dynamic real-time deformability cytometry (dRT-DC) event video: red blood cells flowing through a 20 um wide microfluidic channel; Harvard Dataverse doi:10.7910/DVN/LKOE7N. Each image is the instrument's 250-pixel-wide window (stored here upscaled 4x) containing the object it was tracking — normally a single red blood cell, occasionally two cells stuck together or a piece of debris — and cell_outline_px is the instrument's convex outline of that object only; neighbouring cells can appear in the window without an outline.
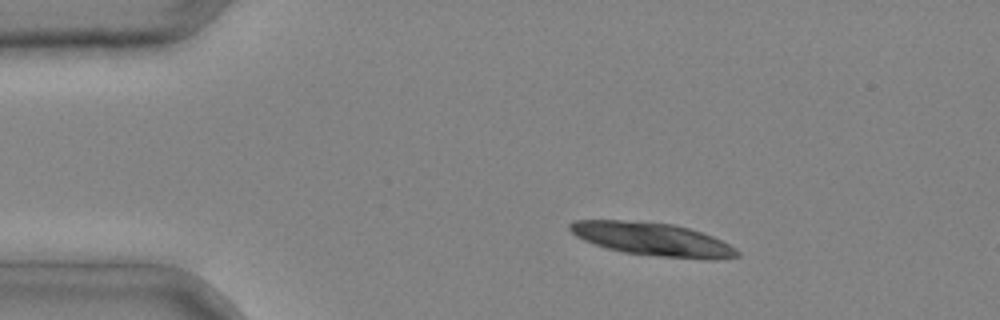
{"species": "common noctule bat (a hibernating species)", "species_latin": "Nyctalus noctula", "temperature_condition": "cold", "stored_images_in_passage": 3, "camera_frame_rate_fps": 3000, "um_per_image_px": 0.085, "animal": {"sex": "male", "body_mass_g": 20.4}, "frame": {"image": 1, "passage_image": 1, "time_ms": 0.0, "image_size_px": [1000, 320], "cell_outline_px": [[740, 256], [716, 260], [704, 260], [660, 256], [624, 252], [608, 248], [584, 240], [576, 236], [568, 228], [568, 224], [576, 220], [620, 220], [672, 224], [688, 228], [712, 236], [736, 248], [740, 252]], "centroid_in_image_um": [55.5, 20.34], "position_along_channel_um": 29.5, "area_um2": 32.02}}